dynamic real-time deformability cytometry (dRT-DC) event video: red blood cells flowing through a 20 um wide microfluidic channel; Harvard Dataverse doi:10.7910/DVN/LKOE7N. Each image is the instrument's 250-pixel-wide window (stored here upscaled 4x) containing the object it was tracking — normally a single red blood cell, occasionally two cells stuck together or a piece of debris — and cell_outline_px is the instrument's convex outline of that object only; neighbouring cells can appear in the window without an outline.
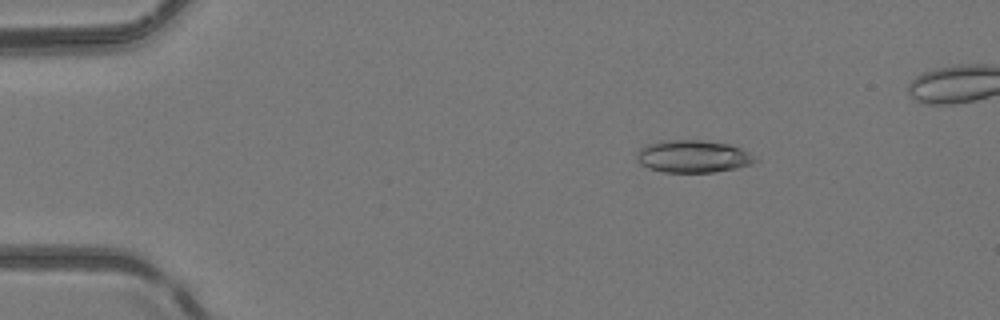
{"species": "common noctule bat (a hibernating species)", "species_latin": "Nyctalus noctula", "temperature_condition": "room temperature", "stored_images_in_passage": 48, "camera_frame_rate_fps": 3000, "um_per_image_px": 0.085, "animal": {"sex": "female", "body_mass_g": 24.6, "forearm_length_mm": 56.2}, "frame": {"image": 1, "passage_image": 8, "time_ms": 2.333, "image_size_px": [1000, 320], "cell_outline_px": [[760, 160], [752, 164], [736, 168], [712, 172], [664, 172], [648, 168], [640, 164], [636, 160], [636, 152], [644, 144], [660, 140], [700, 140], [728, 144], [740, 148], [748, 152]], "centroid_in_image_um": [58.86, 13.29], "position_along_channel_um": 26.1, "area_um2": 22.6}}
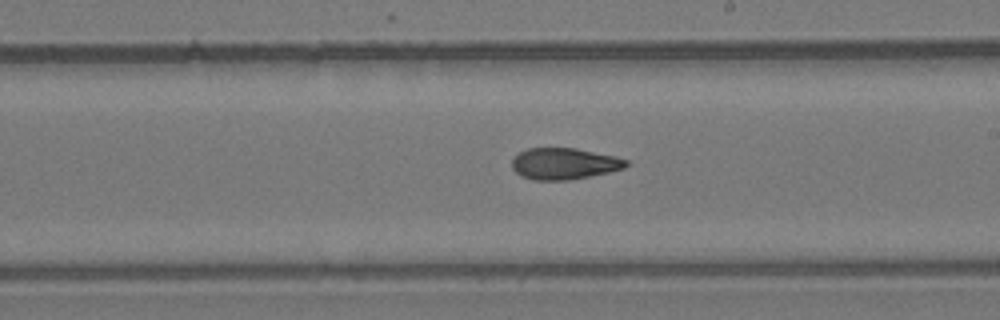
{"frame": {"image": 2, "passage_image": 29, "time_ms": 9.333, "image_size_px": [1000, 320], "cell_outline_px": [[628, 164], [624, 168], [608, 172], [568, 180], [532, 180], [520, 176], [512, 168], [512, 160], [520, 152], [528, 148], [576, 148], [616, 156], [628, 160]], "centroid_in_image_um": [47.94, 13.91], "position_along_channel_um": 241.1, "area_um2": 20.87}}
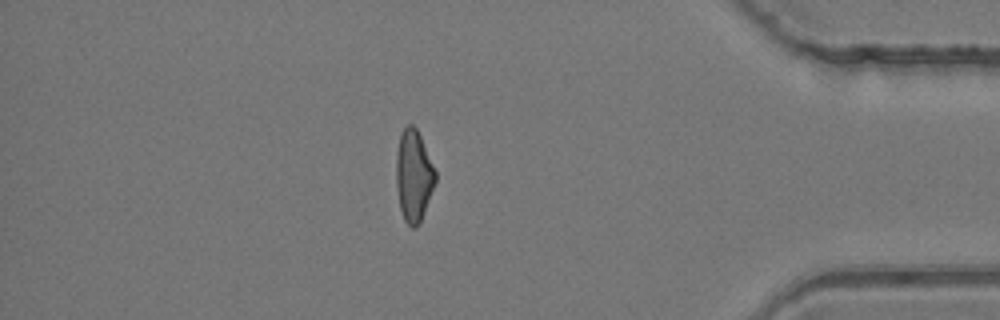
{"frame": {"image": 3, "passage_image": 43, "time_ms": 14.0, "image_size_px": [1000, 320], "cell_outline_px": [[436, 180], [420, 224], [416, 228], [412, 228], [404, 220], [400, 208], [396, 184], [396, 152], [400, 132], [408, 124], [412, 124], [416, 128], [420, 136], [436, 172]], "centroid_in_image_um": [35.14, 14.95], "position_along_channel_um": 400.1, "area_um2": 20.92}}